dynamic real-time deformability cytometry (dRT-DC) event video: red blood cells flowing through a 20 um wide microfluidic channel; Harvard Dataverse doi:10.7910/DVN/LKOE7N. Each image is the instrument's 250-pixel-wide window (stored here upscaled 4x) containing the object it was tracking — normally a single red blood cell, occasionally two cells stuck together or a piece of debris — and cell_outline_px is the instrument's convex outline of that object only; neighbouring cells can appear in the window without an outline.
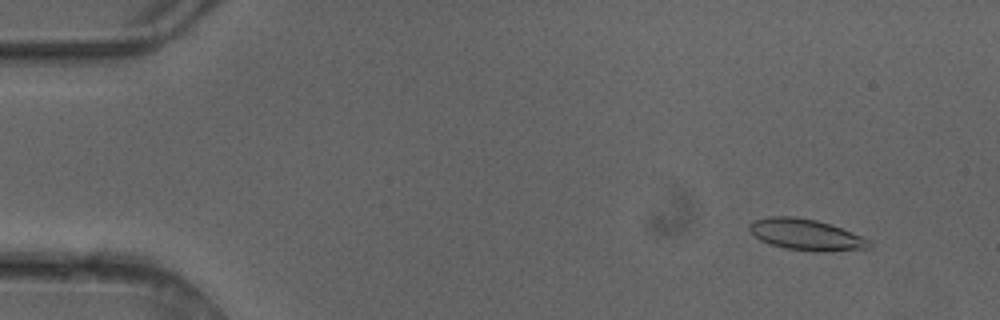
{"species": "common noctule bat (a hibernating species)", "species_latin": "Nyctalus noctula", "temperature_condition": "cold", "stored_images_in_passage": 5, "camera_frame_rate_fps": 3000, "um_per_image_px": 0.085, "animal": {"sex": "female"}, "frame": {"image": 1, "passage_image": 1, "time_ms": 0.0, "image_size_px": [1000, 320], "cell_outline_px": [[872, 244], [868, 248], [824, 252], [816, 252], [784, 248], [760, 240], [748, 228], [748, 224], [752, 220], [768, 216], [792, 216], [816, 220], [832, 224], [872, 240]], "centroid_in_image_um": [68.53, 19.94], "position_along_channel_um": 16.5, "area_um2": 21.96}}
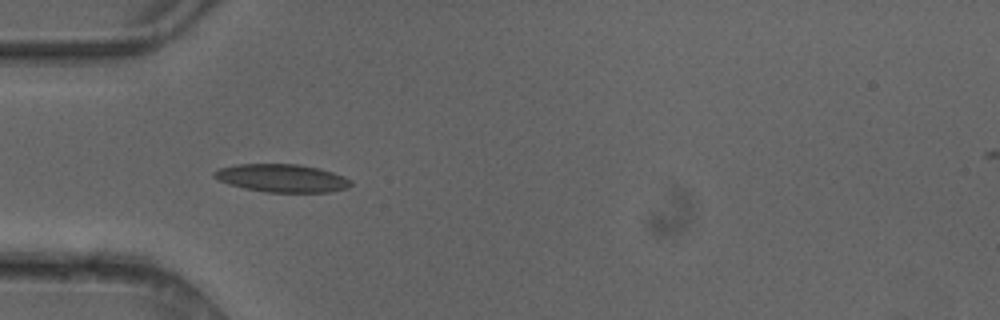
{"frame": {"image": 2, "passage_image": 4, "time_ms": 1.0, "image_size_px": [1000, 320], "cell_outline_px": [[352, 184], [348, 188], [332, 192], [264, 192], [244, 188], [228, 184], [212, 176], [212, 172], [220, 168], [236, 164], [300, 164], [320, 168], [344, 176], [352, 180]], "centroid_in_image_um": [23.99, 15.14], "position_along_channel_um": 61.0, "area_um2": 22.48}}
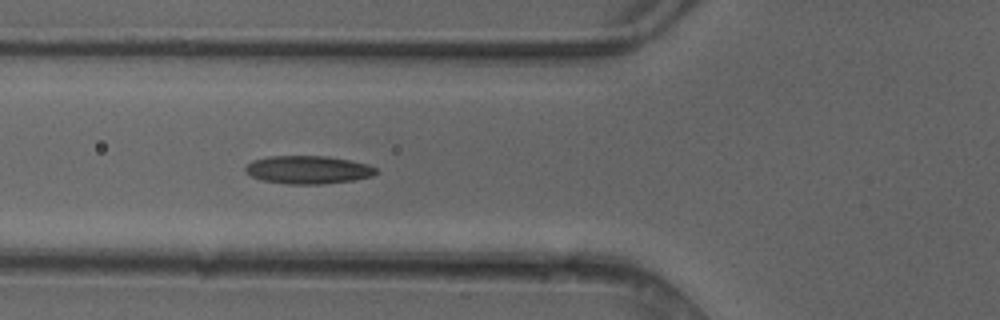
{"frame": {"image": 3, "passage_image": 5, "time_ms": 1.333, "image_size_px": [1000, 320], "cell_outline_px": [[380, 172], [372, 176], [352, 180], [320, 184], [288, 184], [264, 180], [252, 176], [244, 172], [244, 168], [252, 160], [268, 156], [328, 156], [368, 164], [376, 168]], "centroid_in_image_um": [26.19, 14.42], "position_along_channel_um": 99.6, "area_um2": 21.33}}